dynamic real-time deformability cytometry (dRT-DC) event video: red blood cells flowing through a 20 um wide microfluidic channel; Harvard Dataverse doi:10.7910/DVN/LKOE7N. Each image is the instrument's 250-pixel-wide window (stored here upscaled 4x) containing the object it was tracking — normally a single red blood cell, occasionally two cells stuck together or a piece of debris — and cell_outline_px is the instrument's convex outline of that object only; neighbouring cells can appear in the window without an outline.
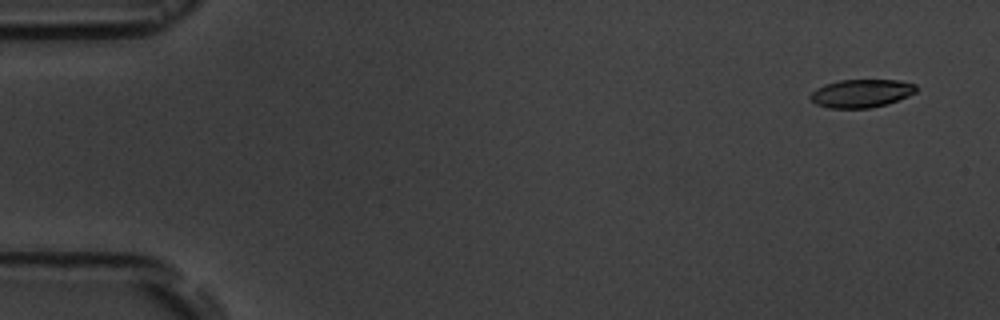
{"species": "common noctule bat (a hibernating species)", "species_latin": "Nyctalus noctula", "temperature_condition": "room temperature", "stored_images_in_passage": 5, "camera_frame_rate_fps": 3000, "um_per_image_px": 0.085, "animal": {"sex": "male", "body_mass_g": 19.5, "forearm_length_mm": 54.6}, "frame": {"image": 1, "passage_image": 1, "time_ms": 0.0, "image_size_px": [1000, 320], "cell_outline_px": [[916, 92], [908, 96], [888, 104], [872, 108], [828, 108], [816, 104], [808, 96], [816, 88], [824, 84], [840, 80], [896, 80], [916, 84]], "centroid_in_image_um": [73.2, 7.94], "position_along_channel_um": 11.8, "area_um2": 17.46}}